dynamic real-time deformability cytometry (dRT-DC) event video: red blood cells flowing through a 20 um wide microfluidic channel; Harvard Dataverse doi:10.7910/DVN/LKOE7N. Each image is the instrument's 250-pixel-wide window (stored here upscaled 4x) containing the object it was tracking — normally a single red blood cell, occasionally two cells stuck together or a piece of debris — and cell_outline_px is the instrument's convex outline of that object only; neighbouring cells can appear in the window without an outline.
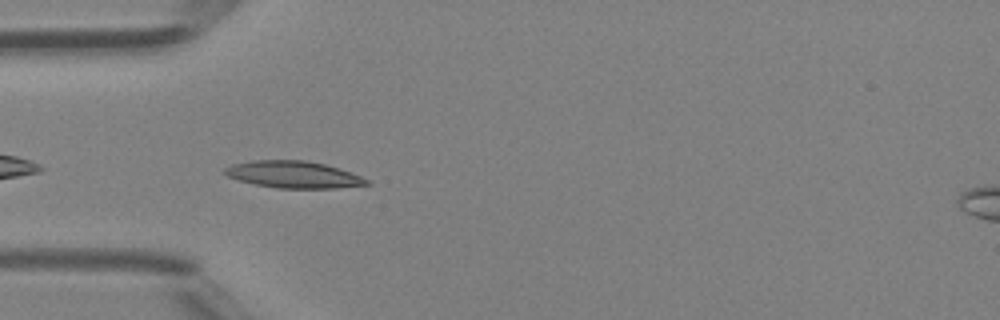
{"species": "Egyptian fruit bat (a non-hibernating species)", "species_latin": "Rousettus aegyptiacus", "temperature_condition": "room temperature", "stored_images_in_passage": 32, "camera_frame_rate_fps": 3000, "um_per_image_px": 0.085, "animal": {"sex": "female"}, "frame": {"image": 1, "passage_image": 2, "time_ms": 0.333, "image_size_px": [1000, 320], "cell_outline_px": [[372, 184], [336, 188], [276, 188], [256, 184], [240, 180], [228, 176], [224, 172], [224, 168], [232, 164], [252, 160], [304, 160], [324, 164], [372, 180]], "centroid_in_image_um": [24.96, 14.84], "position_along_channel_um": 60.0, "area_um2": 22.08}}
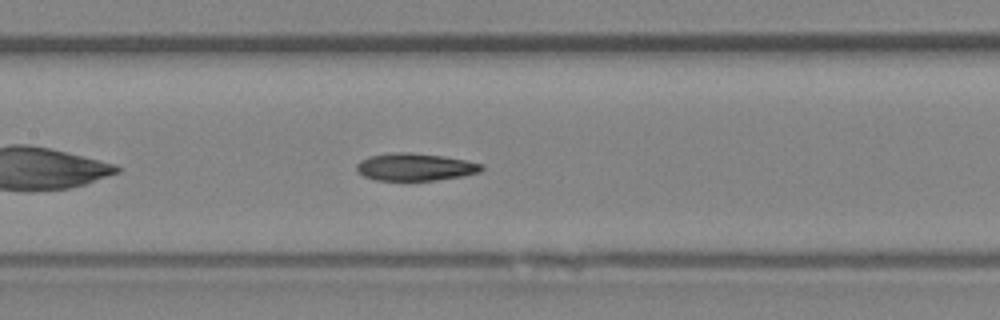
{"frame": {"image": 2, "passage_image": 10, "time_ms": 3.0, "image_size_px": [1000, 320], "cell_outline_px": [[484, 168], [480, 172], [460, 176], [436, 180], [376, 180], [364, 176], [356, 168], [356, 164], [360, 160], [372, 156], [396, 152], [408, 152], [444, 156], [484, 164]], "centroid_in_image_um": [35.31, 14.19], "position_along_channel_um": 172.1, "area_um2": 19.77}}
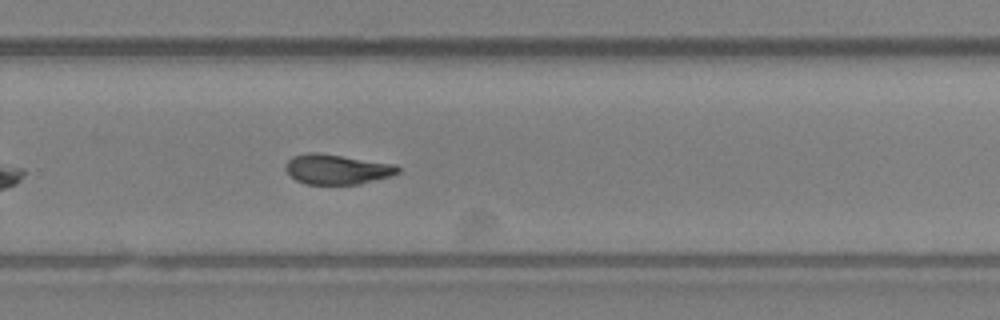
{"frame": {"image": 3, "passage_image": 19, "time_ms": 6.0, "image_size_px": [1000, 320], "cell_outline_px": [[400, 172], [392, 176], [360, 184], [304, 184], [296, 180], [284, 168], [284, 164], [292, 156], [308, 152], [320, 152], [396, 164], [400, 168]], "centroid_in_image_um": [28.65, 14.38], "position_along_channel_um": 301.1, "area_um2": 19.94}, "authors_computed_cell_mechanics": {"area_um2": 20.0277, "velocity_mm_per_s": 4.3111, "shape_relaxation_time_tau1_ms": null, "shape_relaxation_time_tau2_ms": 5.619, "deformation_change_tau1": null, "deformation_change_tau2": 0.1224}}